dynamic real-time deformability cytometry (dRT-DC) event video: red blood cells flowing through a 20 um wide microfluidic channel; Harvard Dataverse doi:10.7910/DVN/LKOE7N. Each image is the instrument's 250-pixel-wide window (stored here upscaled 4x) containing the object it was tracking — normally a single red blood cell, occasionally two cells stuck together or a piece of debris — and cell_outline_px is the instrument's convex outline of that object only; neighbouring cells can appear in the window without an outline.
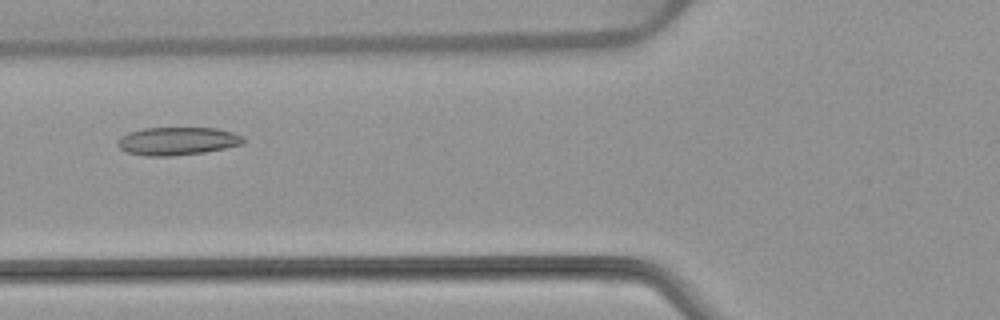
{"species": "common noctule bat (a hibernating species)", "species_latin": "Nyctalus noctula", "temperature_condition": "warm", "stored_images_in_passage": 47, "camera_frame_rate_fps": 3000, "um_per_image_px": 0.085, "animal": {"sex": "female", "body_mass_g": 22.7, "forearm_length_mm": 54.2}, "frame": {"image": 1, "passage_image": 14, "time_ms": 4.333, "image_size_px": [1000, 320], "cell_outline_px": [[244, 144], [204, 152], [172, 156], [148, 156], [128, 152], [120, 148], [116, 144], [116, 140], [120, 136], [128, 132], [144, 128], [216, 128], [232, 132], [244, 136]], "centroid_in_image_um": [15.06, 11.99], "position_along_channel_um": 110.7, "area_um2": 20.58}}
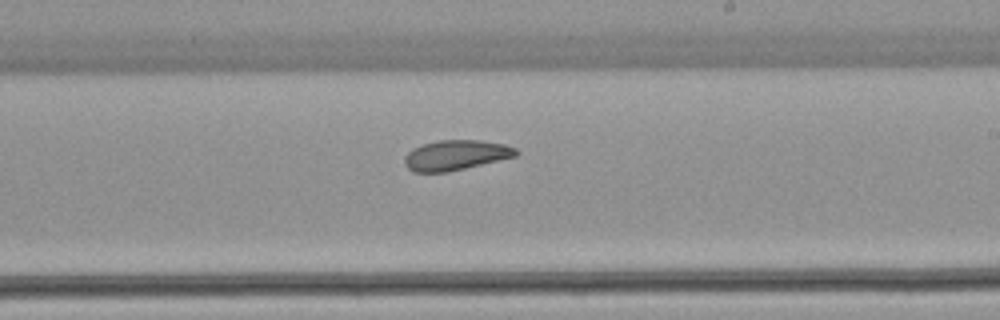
{"frame": {"image": 2, "passage_image": 25, "time_ms": 8.0, "image_size_px": [1000, 320], "cell_outline_px": [[520, 152], [516, 156], [448, 172], [412, 172], [404, 164], [404, 156], [412, 148], [424, 144], [440, 140], [480, 140], [504, 144], [516, 148]], "centroid_in_image_um": [38.73, 13.19], "position_along_channel_um": 250.3, "area_um2": 19.54}}
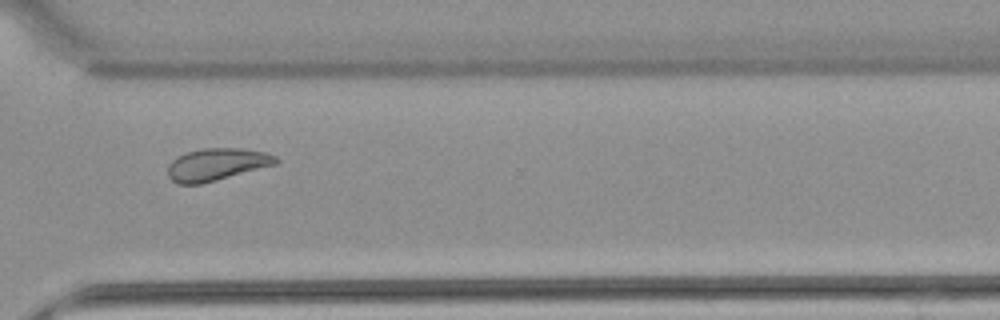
{"frame": {"image": 3, "passage_image": 33, "time_ms": 10.667, "image_size_px": [1000, 320], "cell_outline_px": [[280, 160], [276, 164], [200, 184], [176, 184], [168, 176], [168, 164], [176, 156], [188, 152], [204, 148], [244, 148], [268, 152], [276, 156]], "centroid_in_image_um": [18.42, 13.96], "position_along_channel_um": 352.2, "area_um2": 20.35}, "authors_computed_cell_mechanics": {"area_um2": 21.1548, "velocity_mm_per_s": 3.8149, "shape_relaxation_time_tau1_ms": null, "shape_relaxation_time_tau2_ms": 5.1775, "deformation_change_tau1": null, "deformation_change_tau2": 0.1184}}